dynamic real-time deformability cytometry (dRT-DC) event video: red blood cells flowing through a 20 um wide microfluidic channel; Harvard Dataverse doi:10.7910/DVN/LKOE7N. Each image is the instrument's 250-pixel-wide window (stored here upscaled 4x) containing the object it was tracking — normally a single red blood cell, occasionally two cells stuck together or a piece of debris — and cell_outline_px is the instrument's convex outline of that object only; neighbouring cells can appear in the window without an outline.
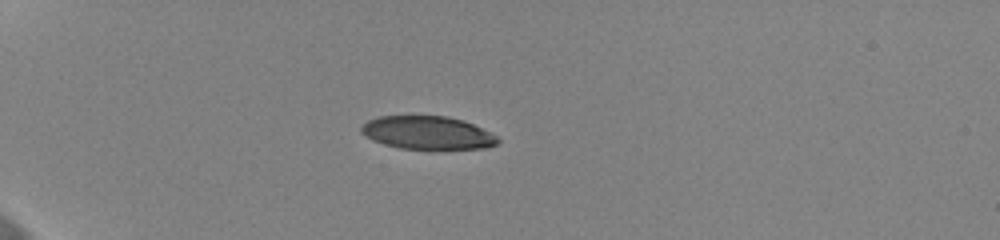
{"species": "human", "species_latin": "Homo sapiens", "temperature_condition": "cold", "stored_images_in_passage": 41, "camera_frame_rate_fps": 3000, "um_per_image_px": 0.085, "donor": {"sex": "female"}, "frame": {"image": 1, "passage_image": 1, "time_ms": 0.0, "image_size_px": [1000, 240], "cell_outline_px": [[500, 140], [496, 144], [484, 148], [400, 148], [384, 144], [372, 140], [360, 132], [360, 128], [368, 120], [380, 116], [444, 116], [460, 120], [472, 124], [496, 136]], "centroid_in_image_um": [36.28, 11.28], "position_along_channel_um": 48.7, "area_um2": 25.78}}
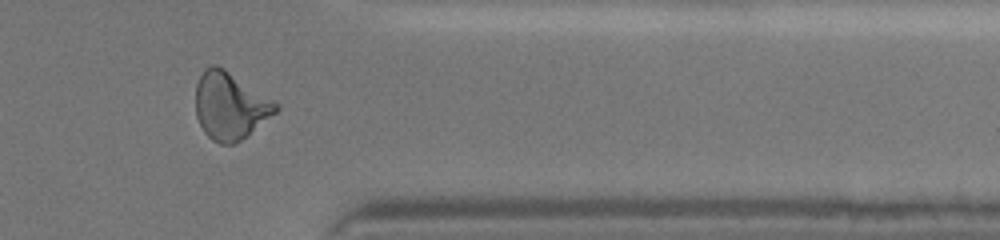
{"frame": {"image": 2, "passage_image": 33, "time_ms": 10.667, "image_size_px": [1000, 240], "cell_outline_px": [[280, 108], [276, 112], [236, 144], [220, 144], [212, 140], [204, 132], [196, 116], [196, 84], [204, 68], [212, 64], [216, 64], [224, 68], [280, 104]], "centroid_in_image_um": [19.55, 8.99], "position_along_channel_um": 391.9, "area_um2": 31.39}}
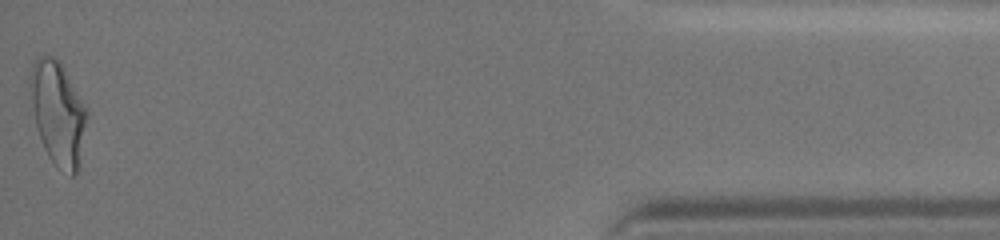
{"frame": {"image": 3, "passage_image": 41, "time_ms": 13.333, "image_size_px": [1000, 240], "cell_outline_px": [[88, 116], [80, 164], [76, 172], [72, 176], [56, 168], [48, 156], [44, 148], [36, 124], [28, 84], [28, 76], [32, 64], [40, 56], [52, 56], [60, 60], [88, 108]], "centroid_in_image_um": [4.95, 9.6], "position_along_channel_um": 430.3, "area_um2": 34.8}, "authors_computed_cell_mechanics": {"area_um2": 29.8248, "velocity_mm_per_s": 3.6531, "shape_relaxation_time_tau1_ms": 4.8492, "shape_relaxation_time_tau2_ms": 1.8194, "deformation_change_tau1": 0.1798, "deformation_change_tau2": 0.0893}}